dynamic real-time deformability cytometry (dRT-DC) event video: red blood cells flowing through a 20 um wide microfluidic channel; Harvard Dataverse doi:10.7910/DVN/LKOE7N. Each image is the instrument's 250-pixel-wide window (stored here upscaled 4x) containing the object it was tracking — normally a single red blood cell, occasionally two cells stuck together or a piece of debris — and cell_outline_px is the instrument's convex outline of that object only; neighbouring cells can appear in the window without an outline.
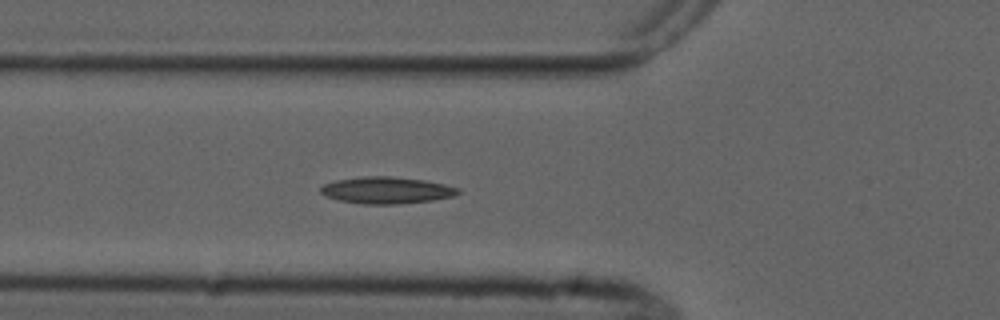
{"species": "common noctule bat (a hibernating species)", "species_latin": "Nyctalus noctula", "temperature_condition": "cold", "stored_images_in_passage": 4, "camera_frame_rate_fps": 3000, "um_per_image_px": 0.085, "animal": {"sex": "male", "forearm_length_mm": 52.5}, "frame": {"image": 1, "passage_image": 4, "time_ms": 4.333, "image_size_px": [1000, 320], "cell_outline_px": [[460, 192], [452, 196], [432, 200], [396, 204], [364, 204], [340, 200], [328, 196], [320, 192], [320, 188], [324, 184], [332, 180], [364, 176], [392, 176], [424, 180], [444, 184], [460, 188]], "centroid_in_image_um": [32.84, 16.16], "position_along_channel_um": 93.0, "area_um2": 21.33}}